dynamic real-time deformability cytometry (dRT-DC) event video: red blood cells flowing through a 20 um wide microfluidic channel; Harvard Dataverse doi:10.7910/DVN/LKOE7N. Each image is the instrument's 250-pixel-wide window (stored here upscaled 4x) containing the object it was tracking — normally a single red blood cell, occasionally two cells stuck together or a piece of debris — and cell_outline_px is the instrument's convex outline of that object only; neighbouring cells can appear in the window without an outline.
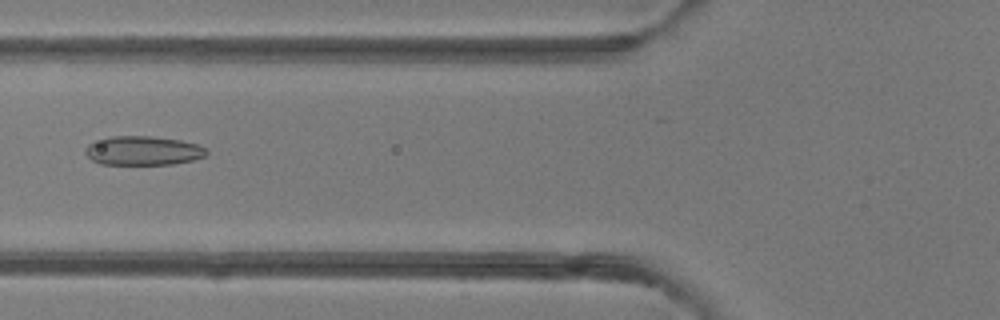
{"species": "common noctule bat (a hibernating species)", "species_latin": "Nyctalus noctula", "temperature_condition": "room temperature", "stored_images_in_passage": 48, "camera_frame_rate_fps": 3000, "um_per_image_px": 0.085, "animal": {"sex": "female"}, "frame": {"image": 1, "passage_image": 19, "time_ms": 6.0, "image_size_px": [1000, 320], "cell_outline_px": [[208, 152], [204, 156], [192, 160], [172, 164], [100, 164], [92, 160], [84, 152], [84, 148], [88, 144], [112, 136], [152, 136], [180, 140], [200, 144], [208, 148]], "centroid_in_image_um": [12.19, 12.8], "position_along_channel_um": 113.6, "area_um2": 20.58}}
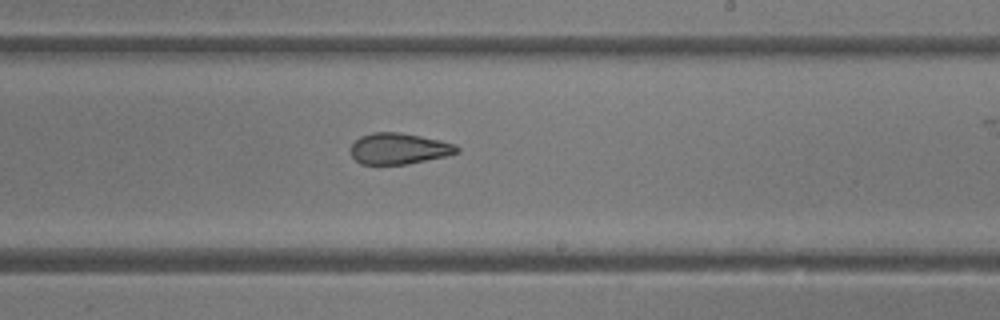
{"frame": {"image": 2, "passage_image": 29, "time_ms": 9.333, "image_size_px": [1000, 320], "cell_outline_px": [[460, 152], [448, 156], [408, 164], [360, 164], [352, 156], [348, 148], [360, 136], [372, 132], [400, 132], [440, 140], [456, 144], [460, 148]], "centroid_in_image_um": [33.92, 12.63], "position_along_channel_um": 255.1, "area_um2": 19.54}}
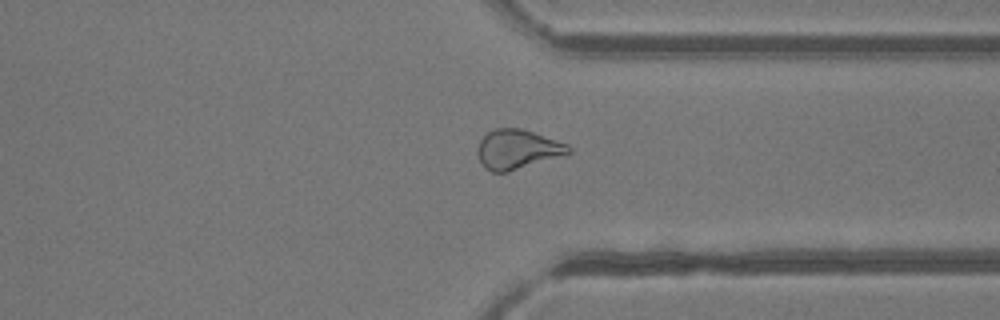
{"frame": {"image": 3, "passage_image": 37, "time_ms": 12.0, "image_size_px": [1000, 320], "cell_outline_px": [[572, 152], [508, 172], [492, 172], [484, 168], [476, 152], [480, 140], [488, 132], [496, 128], [520, 128], [568, 144], [572, 148]], "centroid_in_image_um": [43.95, 12.69], "position_along_channel_um": 367.4, "area_um2": 20.69}, "authors_computed_cell_mechanics": {"area_um2": 22.4264, "velocity_mm_per_s": 4.2348, "shape_relaxation_time_tau1_ms": null, "shape_relaxation_time_tau2_ms": 2.1578, "deformation_change_tau1": null, "deformation_change_tau2": 0.0858}}